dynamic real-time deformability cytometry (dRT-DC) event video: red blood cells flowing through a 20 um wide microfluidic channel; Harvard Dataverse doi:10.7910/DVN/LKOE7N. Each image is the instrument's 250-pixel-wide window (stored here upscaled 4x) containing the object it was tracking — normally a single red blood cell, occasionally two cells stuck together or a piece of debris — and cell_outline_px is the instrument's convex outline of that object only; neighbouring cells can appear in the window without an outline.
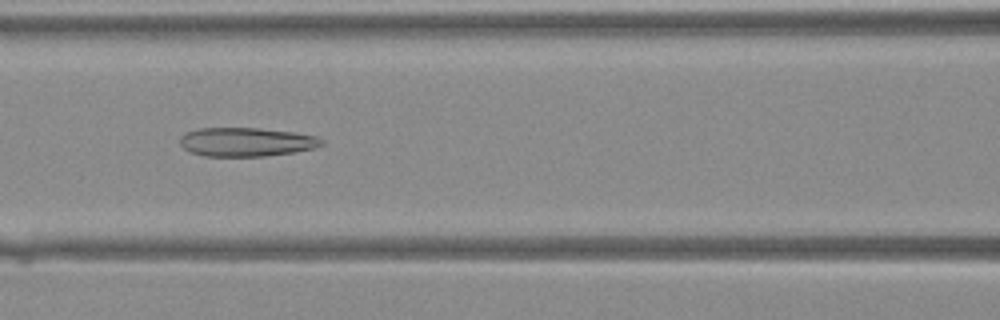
{"species": "Egyptian fruit bat (a non-hibernating species)", "species_latin": "Rousettus aegyptiacus", "temperature_condition": "warm", "stored_images_in_passage": 42, "camera_frame_rate_fps": 3000, "um_per_image_px": 0.085, "animal": {"sex": "female"}, "frame": {"image": 1, "passage_image": 19, "time_ms": 6.0, "image_size_px": [1000, 320], "cell_outline_px": [[324, 144], [312, 148], [292, 152], [264, 156], [204, 156], [192, 152], [184, 148], [180, 144], [180, 136], [184, 132], [196, 128], [260, 128], [296, 132], [316, 136], [324, 140]], "centroid_in_image_um": [20.91, 12.05], "position_along_channel_um": 145.7, "area_um2": 23.87}}
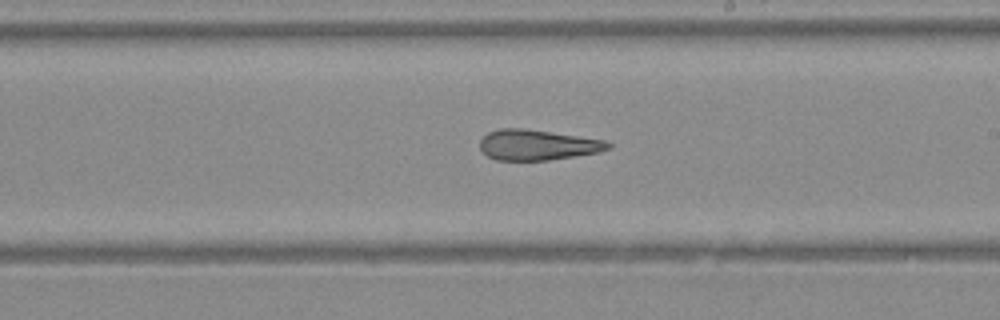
{"frame": {"image": 2, "passage_image": 25, "time_ms": 8.0, "image_size_px": [1000, 320], "cell_outline_px": [[612, 148], [600, 152], [548, 160], [496, 160], [488, 156], [480, 148], [480, 140], [488, 132], [500, 128], [524, 128], [604, 140], [612, 144]], "centroid_in_image_um": [45.69, 12.32], "position_along_channel_um": 243.3, "area_um2": 22.66}}
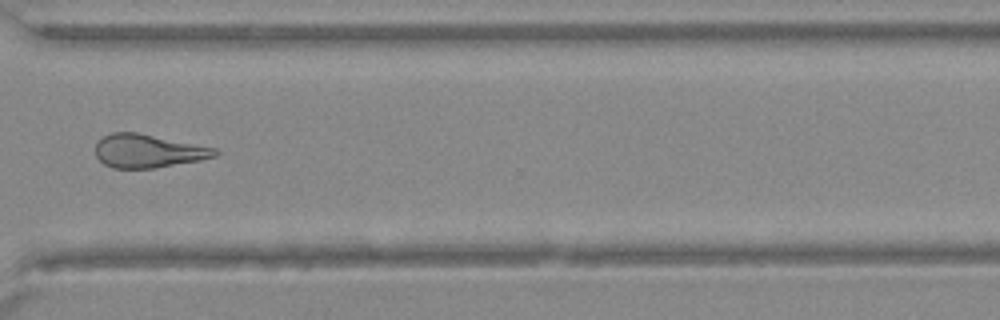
{"frame": {"image": 3, "passage_image": 32, "time_ms": 10.333, "image_size_px": [1000, 320], "cell_outline_px": [[220, 152], [216, 156], [200, 160], [156, 168], [112, 168], [104, 164], [96, 156], [96, 144], [104, 136], [112, 132], [136, 132], [216, 148]], "centroid_in_image_um": [12.59, 12.84], "position_along_channel_um": 358.0, "area_um2": 23.12}}